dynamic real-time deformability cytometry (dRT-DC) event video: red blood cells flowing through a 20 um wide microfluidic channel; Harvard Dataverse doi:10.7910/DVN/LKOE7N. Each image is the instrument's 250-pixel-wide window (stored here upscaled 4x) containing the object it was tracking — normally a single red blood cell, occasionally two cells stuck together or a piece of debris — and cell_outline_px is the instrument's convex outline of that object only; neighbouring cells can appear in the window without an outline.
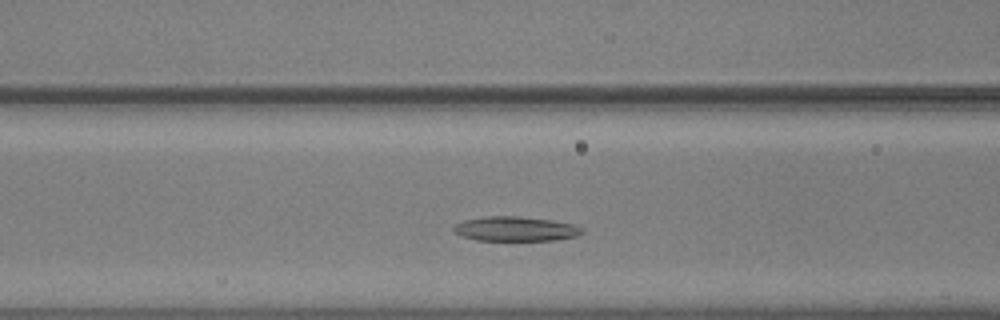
{"species": "common noctule bat (a hibernating species)", "species_latin": "Nyctalus noctula", "temperature_condition": "warm", "stored_images_in_passage": 19, "camera_frame_rate_fps": 3000, "um_per_image_px": 0.085, "animal": {"sex": "male", "body_mass_g": 20.5, "forearm_length_mm": 52.5}, "frame": {"image": 1, "passage_image": 6, "time_ms": 1.667, "image_size_px": [1000, 320], "cell_outline_px": [[584, 232], [576, 236], [556, 240], [476, 240], [452, 232], [452, 228], [456, 224], [464, 220], [484, 216], [520, 216], [552, 220], [576, 224], [584, 228]], "centroid_in_image_um": [43.85, 19.44], "position_along_channel_um": 122.8, "area_um2": 18.55}}
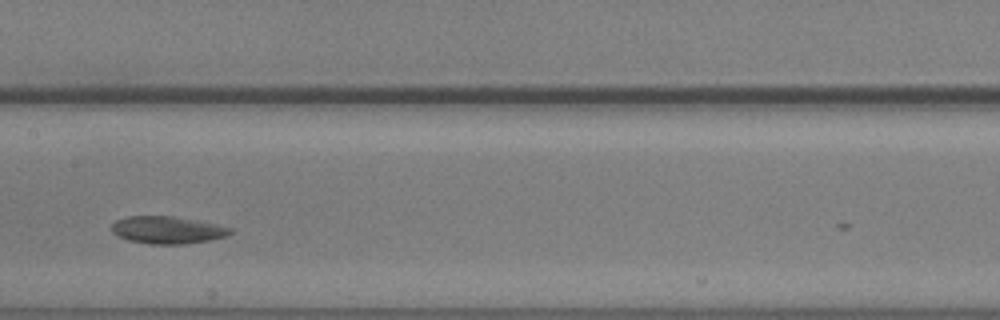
{"frame": {"image": 2, "passage_image": 12, "time_ms": 3.667, "image_size_px": [1000, 320], "cell_outline_px": [[232, 232], [228, 236], [208, 240], [184, 244], [148, 244], [128, 240], [116, 236], [112, 232], [112, 224], [116, 220], [128, 216], [172, 216], [216, 224], [232, 228]], "centroid_in_image_um": [14.2, 19.55], "position_along_channel_um": 193.2, "area_um2": 18.9}}
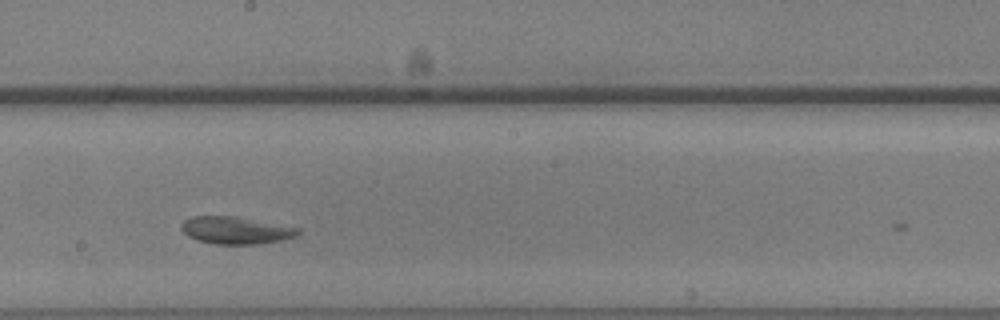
{"frame": {"image": 3, "passage_image": 15, "time_ms": 4.667, "image_size_px": [1000, 320], "cell_outline_px": [[300, 232], [296, 236], [280, 240], [260, 244], [216, 244], [200, 240], [188, 236], [180, 228], [180, 224], [184, 220], [192, 216], [236, 216], [300, 228]], "centroid_in_image_um": [20.03, 19.57], "position_along_channel_um": 228.2, "area_um2": 18.5}}